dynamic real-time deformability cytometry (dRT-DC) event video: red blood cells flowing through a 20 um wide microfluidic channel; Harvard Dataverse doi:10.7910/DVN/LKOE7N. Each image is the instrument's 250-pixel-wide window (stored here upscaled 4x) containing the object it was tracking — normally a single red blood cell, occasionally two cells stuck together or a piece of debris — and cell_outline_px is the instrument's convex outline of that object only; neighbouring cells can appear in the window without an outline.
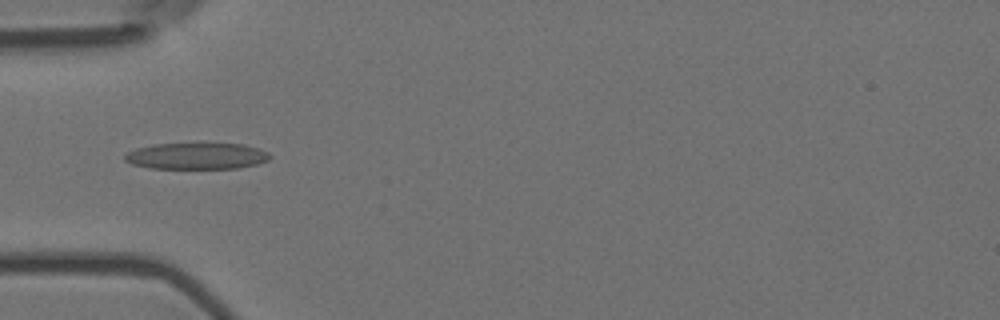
{"species": "Egyptian fruit bat (a non-hibernating species)", "species_latin": "Rousettus aegyptiacus", "temperature_condition": "room temperature", "stored_images_in_passage": 7, "camera_frame_rate_fps": 3000, "um_per_image_px": 0.085, "animal": {"sex": "female"}, "frame": {"image": 1, "passage_image": 5, "time_ms": 1.333, "image_size_px": [1000, 320], "cell_outline_px": [[272, 156], [268, 160], [256, 164], [236, 168], [152, 168], [132, 164], [124, 160], [124, 156], [128, 152], [136, 148], [152, 144], [244, 144], [268, 152]], "centroid_in_image_um": [16.7, 13.26], "position_along_channel_um": 68.3, "area_um2": 22.08}}
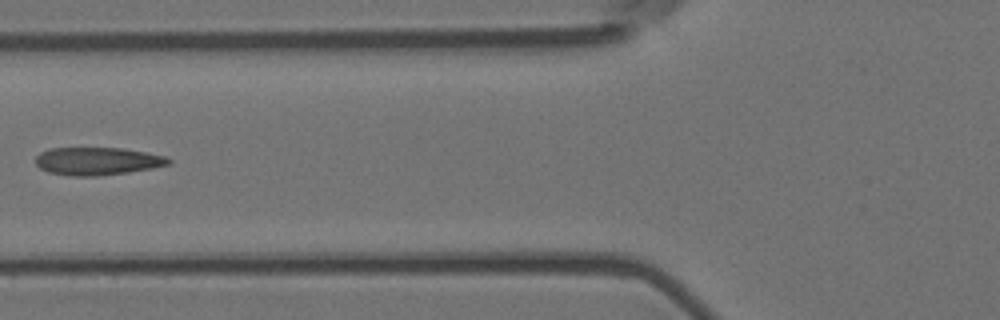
{"frame": {"image": 2, "passage_image": 6, "time_ms": 1.667, "image_size_px": [1000, 320], "cell_outline_px": [[172, 164], [152, 168], [128, 172], [96, 176], [72, 176], [48, 172], [40, 168], [36, 164], [36, 156], [40, 152], [48, 148], [120, 148], [144, 152], [164, 156], [172, 160]], "centroid_in_image_um": [8.26, 13.7], "position_along_channel_um": 117.5, "area_um2": 21.5}}
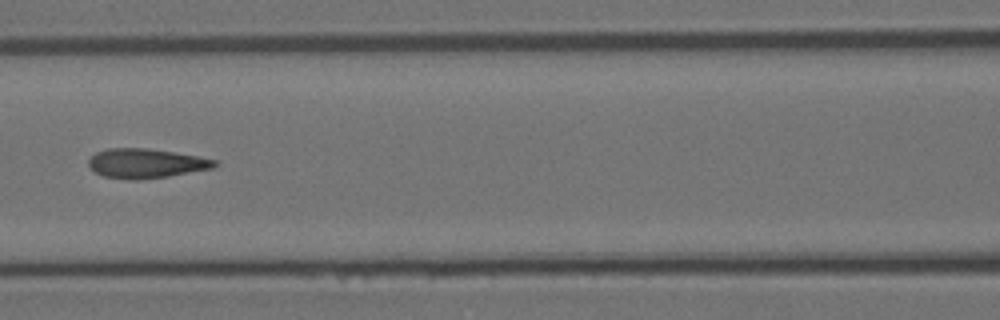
{"frame": {"image": 3, "passage_image": 7, "time_ms": 2.0, "image_size_px": [1000, 320], "cell_outline_px": [[216, 164], [212, 168], [168, 176], [136, 180], [128, 180], [104, 176], [96, 172], [88, 164], [88, 160], [96, 152], [108, 148], [148, 148], [196, 156], [216, 160]], "centroid_in_image_um": [12.36, 13.88], "position_along_channel_um": 154.2, "area_um2": 21.33}}